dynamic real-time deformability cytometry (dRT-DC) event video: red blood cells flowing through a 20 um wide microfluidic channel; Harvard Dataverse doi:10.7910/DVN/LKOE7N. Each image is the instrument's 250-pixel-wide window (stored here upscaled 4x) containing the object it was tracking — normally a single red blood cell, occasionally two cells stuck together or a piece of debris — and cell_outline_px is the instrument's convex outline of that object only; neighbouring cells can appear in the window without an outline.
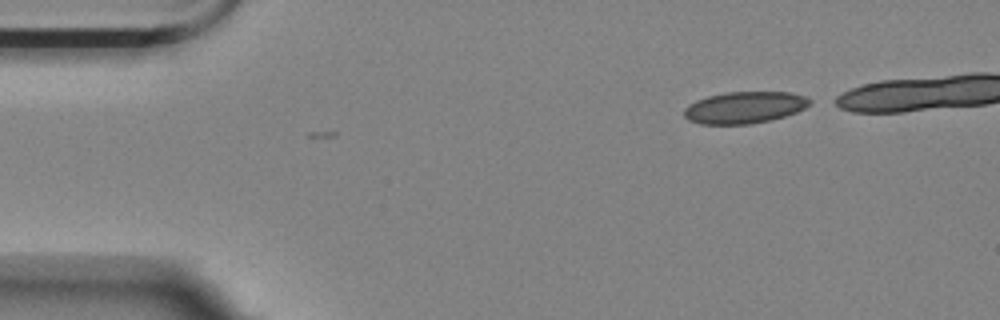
{"species": "Egyptian fruit bat (a non-hibernating species)", "species_latin": "Rousettus aegyptiacus", "temperature_condition": "room temperature", "stored_images_in_passage": 2, "camera_frame_rate_fps": 3000, "um_per_image_px": 0.085, "animal": {"sex": "female"}, "frame": {"image": 1, "passage_image": 1, "time_ms": 0.0, "image_size_px": [1000, 320], "cell_outline_px": [[812, 100], [804, 108], [796, 112], [772, 120], [752, 124], [700, 124], [688, 120], [684, 116], [684, 108], [688, 104], [696, 100], [708, 96], [728, 92], [792, 92], [804, 96]], "centroid_in_image_um": [63.26, 9.14], "position_along_channel_um": 21.7, "area_um2": 23.29}}